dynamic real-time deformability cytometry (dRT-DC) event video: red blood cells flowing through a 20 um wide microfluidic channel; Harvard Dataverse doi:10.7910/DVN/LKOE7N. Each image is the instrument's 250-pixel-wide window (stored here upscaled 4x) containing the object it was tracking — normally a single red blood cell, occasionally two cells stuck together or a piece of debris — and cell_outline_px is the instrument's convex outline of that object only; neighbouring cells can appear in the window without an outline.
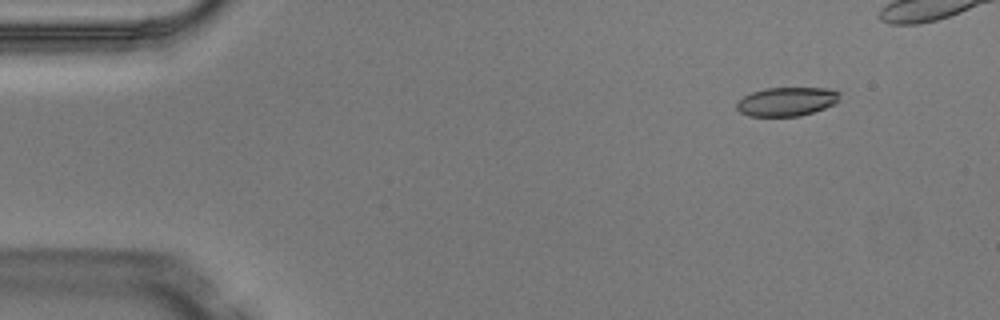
{"species": "Egyptian fruit bat (a non-hibernating species)", "species_latin": "Rousettus aegyptiacus", "temperature_condition": "warm", "stored_images_in_passage": 5, "camera_frame_rate_fps": 3000, "um_per_image_px": 0.085, "animal": {"sex": "male"}, "frame": {"image": 1, "passage_image": 1, "time_ms": 0.0, "image_size_px": [1000, 320], "cell_outline_px": [[840, 92], [836, 104], [800, 116], [748, 116], [740, 112], [736, 108], [736, 104], [744, 96], [752, 92], [764, 88], [828, 88]], "centroid_in_image_um": [66.86, 8.63], "position_along_channel_um": 18.1, "area_um2": 17.28}}